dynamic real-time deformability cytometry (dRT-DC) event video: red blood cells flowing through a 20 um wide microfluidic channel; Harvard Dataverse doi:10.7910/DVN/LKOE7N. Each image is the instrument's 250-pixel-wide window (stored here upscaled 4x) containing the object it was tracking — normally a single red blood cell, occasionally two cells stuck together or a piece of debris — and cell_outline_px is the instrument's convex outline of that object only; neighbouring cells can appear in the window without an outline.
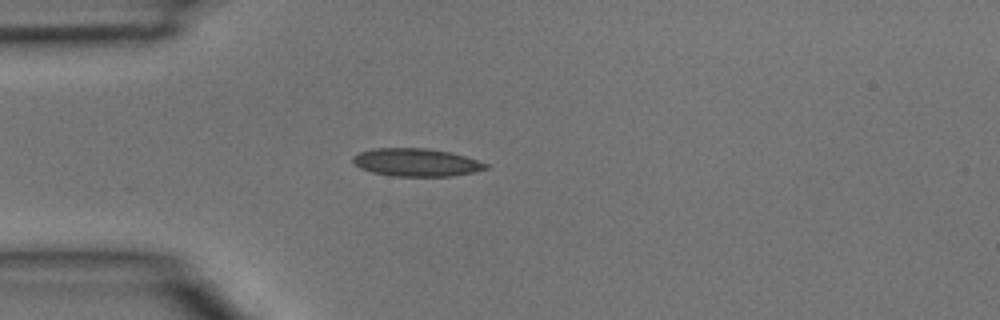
{"species": "common noctule bat (a hibernating species)", "species_latin": "Nyctalus noctula", "temperature_condition": "room temperature", "stored_images_in_passage": 1, "camera_frame_rate_fps": 3000, "um_per_image_px": 0.085, "animal": {"sex": "male", "body_mass_g": 15.6}, "frame": {"image": 1, "passage_image": 1, "time_ms": 0.0, "image_size_px": [1000, 320], "cell_outline_px": [[488, 168], [472, 172], [452, 176], [392, 176], [372, 172], [360, 168], [352, 160], [352, 156], [360, 152], [372, 148], [428, 148], [452, 152], [488, 164]], "centroid_in_image_um": [35.36, 13.79], "position_along_channel_um": 49.6, "area_um2": 21.56}}